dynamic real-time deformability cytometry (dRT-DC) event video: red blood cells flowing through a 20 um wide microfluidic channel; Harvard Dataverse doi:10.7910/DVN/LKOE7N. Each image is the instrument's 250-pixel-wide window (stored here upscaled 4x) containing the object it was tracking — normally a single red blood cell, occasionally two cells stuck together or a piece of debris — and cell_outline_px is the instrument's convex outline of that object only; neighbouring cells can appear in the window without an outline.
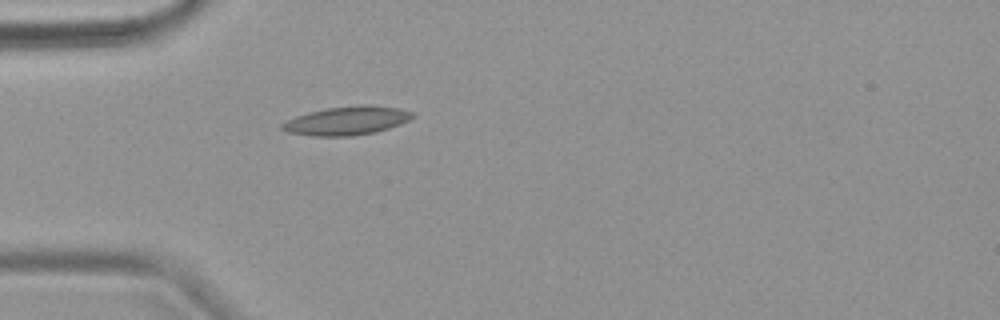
{"species": "common noctule bat (a hibernating species)", "species_latin": "Nyctalus noctula", "temperature_condition": "warm", "stored_images_in_passage": 1, "camera_frame_rate_fps": 3000, "um_per_image_px": 0.085, "animal": {"sex": "female", "body_mass_g": 18.4}, "frame": {"image": 1, "passage_image": 1, "time_ms": 0.0, "image_size_px": [1000, 320], "cell_outline_px": [[416, 116], [400, 124], [376, 132], [352, 136], [312, 136], [288, 132], [280, 128], [280, 124], [296, 116], [308, 112], [328, 108], [364, 104], [372, 104], [400, 108], [412, 112]], "centroid_in_image_um": [29.5, 10.25], "position_along_channel_um": 55.5, "area_um2": 21.85}}